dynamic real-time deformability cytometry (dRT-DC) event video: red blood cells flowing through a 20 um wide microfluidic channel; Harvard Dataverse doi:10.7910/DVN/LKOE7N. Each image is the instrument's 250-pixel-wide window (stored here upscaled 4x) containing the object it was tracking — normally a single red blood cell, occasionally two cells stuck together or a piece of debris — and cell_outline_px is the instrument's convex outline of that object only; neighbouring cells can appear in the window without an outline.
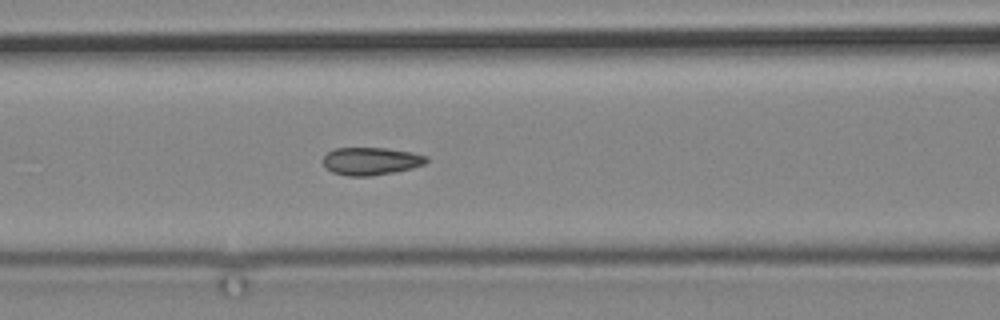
{"species": "common noctule bat (a hibernating species)", "species_latin": "Nyctalus noctula", "temperature_condition": "cold", "stored_images_in_passage": 8, "camera_frame_rate_fps": 3000, "um_per_image_px": 0.085, "animal": {"sex": "male", "body_mass_g": 19.2, "forearm_length_mm": 51.8}, "frame": {"image": 1, "passage_image": 8, "time_ms": 9.0, "image_size_px": [1000, 320], "cell_outline_px": [[428, 160], [424, 164], [412, 168], [396, 172], [368, 176], [348, 176], [332, 172], [324, 164], [324, 156], [328, 152], [336, 148], [384, 148], [412, 152], [428, 156]], "centroid_in_image_um": [31.56, 13.7], "position_along_channel_um": 135.0, "area_um2": 16.59}}